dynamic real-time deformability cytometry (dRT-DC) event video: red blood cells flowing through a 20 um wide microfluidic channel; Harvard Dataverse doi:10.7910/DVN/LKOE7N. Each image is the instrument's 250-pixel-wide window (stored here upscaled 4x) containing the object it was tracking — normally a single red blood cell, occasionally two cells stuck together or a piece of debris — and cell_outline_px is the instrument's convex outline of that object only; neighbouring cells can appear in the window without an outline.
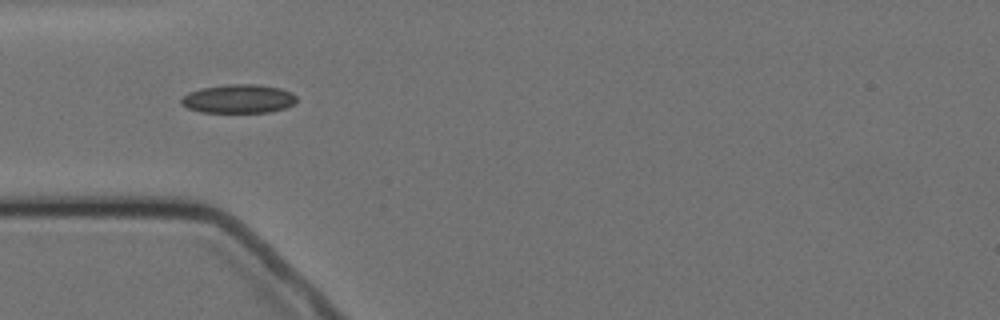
{"species": "Egyptian fruit bat (a non-hibernating species)", "species_latin": "Rousettus aegyptiacus", "temperature_condition": "cold", "stored_images_in_passage": 8, "camera_frame_rate_fps": 3000, "um_per_image_px": 0.085, "animal": {"sex": "female"}, "frame": {"image": 1, "passage_image": 4, "time_ms": 3.333, "image_size_px": [1000, 320], "cell_outline_px": [[296, 100], [292, 104], [284, 108], [268, 112], [200, 112], [188, 108], [180, 104], [180, 100], [188, 92], [200, 88], [228, 84], [256, 84], [280, 88], [292, 92], [296, 96]], "centroid_in_image_um": [20.24, 8.39], "position_along_channel_um": 64.8, "area_um2": 19.31}}
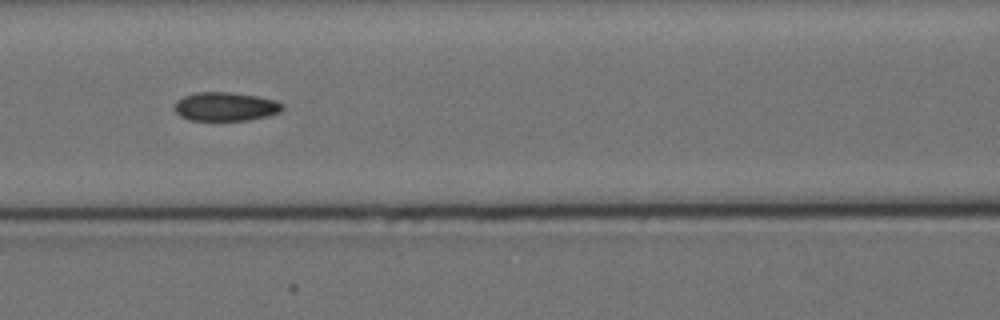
{"frame": {"image": 2, "passage_image": 6, "time_ms": 5.667, "image_size_px": [1000, 320], "cell_outline_px": [[284, 108], [280, 112], [268, 116], [248, 120], [188, 120], [180, 116], [176, 112], [176, 100], [184, 96], [196, 92], [228, 92], [256, 96], [276, 100], [284, 104]], "centroid_in_image_um": [19.19, 9.06], "position_along_channel_um": 147.4, "area_um2": 18.09}}
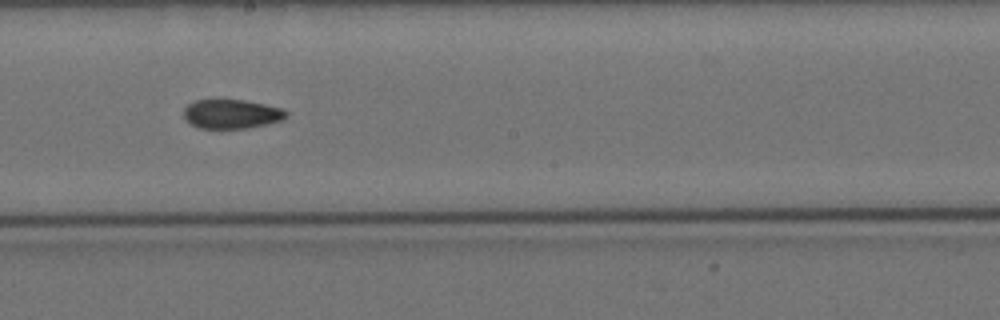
{"frame": {"image": 3, "passage_image": 8, "time_ms": 8.0, "image_size_px": [1000, 320], "cell_outline_px": [[288, 116], [284, 120], [248, 128], [200, 128], [192, 124], [184, 116], [184, 108], [188, 104], [196, 100], [244, 100], [284, 108], [288, 112]], "centroid_in_image_um": [19.74, 9.68], "position_along_channel_um": 228.5, "area_um2": 17.4}}